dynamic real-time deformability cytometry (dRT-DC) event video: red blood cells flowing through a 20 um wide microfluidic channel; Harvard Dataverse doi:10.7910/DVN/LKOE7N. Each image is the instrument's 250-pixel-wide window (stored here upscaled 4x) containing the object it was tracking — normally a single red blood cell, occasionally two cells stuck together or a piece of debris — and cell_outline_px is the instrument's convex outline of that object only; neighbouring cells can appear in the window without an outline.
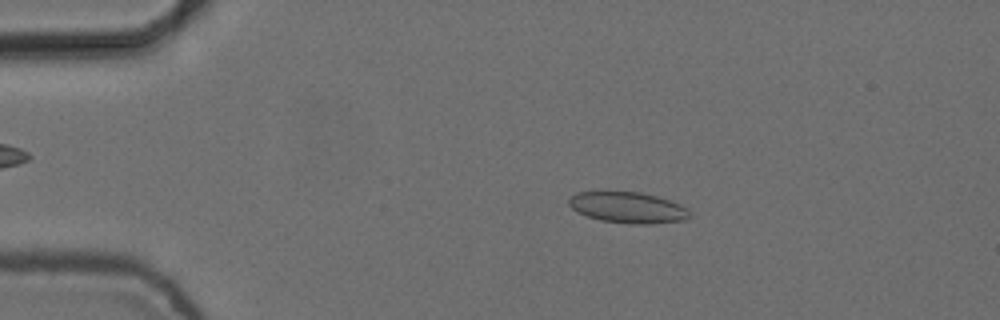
{"species": "common noctule bat (a hibernating species)", "species_latin": "Nyctalus noctula", "temperature_condition": "cold", "stored_images_in_passage": 9, "camera_frame_rate_fps": 3000, "um_per_image_px": 0.085, "animal": {"sex": "female", "body_mass_g": 24.6, "forearm_length_mm": 56.2}, "frame": {"image": 1, "passage_image": 3, "time_ms": 0.667, "image_size_px": [1000, 320], "cell_outline_px": [[692, 216], [684, 220], [648, 224], [628, 224], [600, 220], [588, 216], [572, 208], [568, 204], [568, 200], [576, 192], [608, 188], [640, 192], [656, 196], [680, 204], [688, 208]], "centroid_in_image_um": [53.33, 17.59], "position_along_channel_um": 31.7, "area_um2": 22.66}}
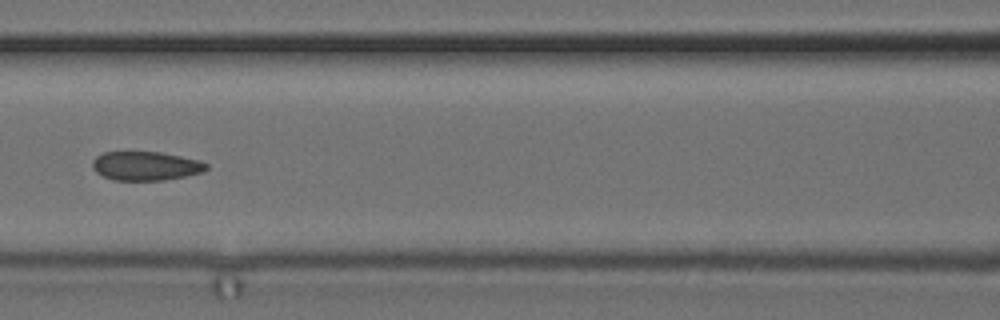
{"frame": {"image": 2, "passage_image": 7, "time_ms": 2.0, "image_size_px": [1000, 320], "cell_outline_px": [[208, 168], [204, 172], [164, 180], [112, 180], [96, 172], [92, 168], [92, 160], [96, 156], [104, 152], [160, 152], [200, 160], [208, 164]], "centroid_in_image_um": [12.39, 14.1], "position_along_channel_um": 154.2, "area_um2": 19.25}}
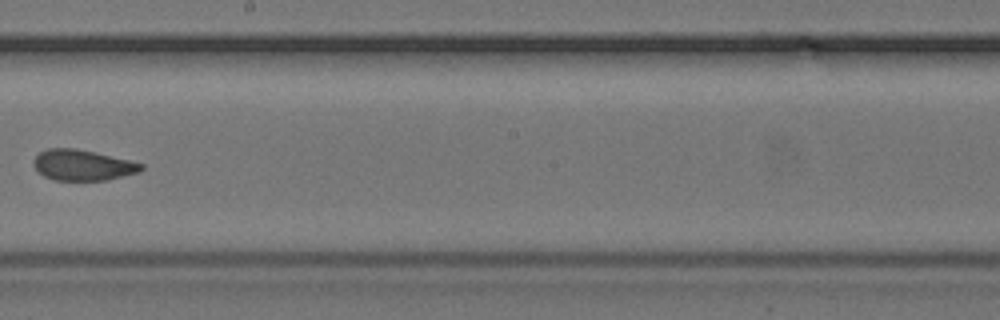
{"frame": {"image": 3, "passage_image": 9, "time_ms": 2.667, "image_size_px": [1000, 320], "cell_outline_px": [[144, 168], [140, 172], [108, 180], [52, 180], [44, 176], [32, 164], [32, 160], [40, 152], [48, 148], [76, 148], [96, 152], [144, 164]], "centroid_in_image_um": [7.03, 14.03], "position_along_channel_um": 241.2, "area_um2": 19.36}}